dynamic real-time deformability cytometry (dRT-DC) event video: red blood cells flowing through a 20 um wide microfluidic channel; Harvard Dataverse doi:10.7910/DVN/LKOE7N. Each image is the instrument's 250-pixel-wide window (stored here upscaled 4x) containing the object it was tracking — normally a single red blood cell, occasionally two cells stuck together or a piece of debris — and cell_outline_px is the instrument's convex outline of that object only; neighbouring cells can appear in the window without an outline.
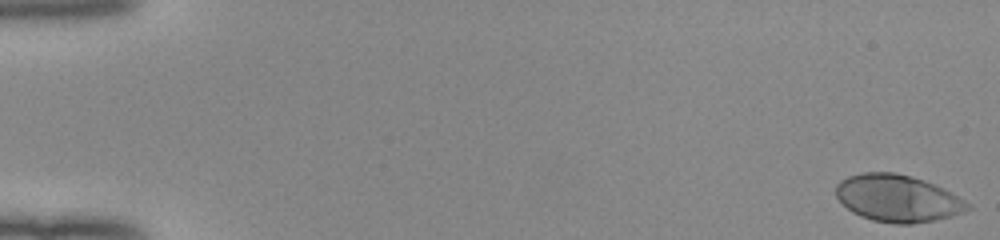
{"species": "human", "species_latin": "Homo sapiens", "temperature_condition": "room temperature", "stored_images_in_passage": 13, "camera_frame_rate_fps": 3000, "um_per_image_px": 0.085, "donor": {"sex": "female"}, "frame": {"image": 1, "passage_image": 1, "time_ms": 0.0, "image_size_px": [1000, 240], "cell_outline_px": [[972, 208], [964, 212], [952, 216], [936, 220], [912, 224], [896, 224], [872, 220], [860, 216], [852, 212], [836, 196], [836, 184], [840, 180], [848, 176], [860, 172], [896, 172], [912, 176], [924, 180], [944, 188], [964, 200]], "centroid_in_image_um": [76.3, 16.85], "position_along_channel_um": 8.7, "area_um2": 36.3}}